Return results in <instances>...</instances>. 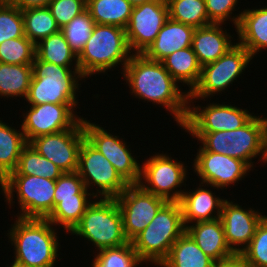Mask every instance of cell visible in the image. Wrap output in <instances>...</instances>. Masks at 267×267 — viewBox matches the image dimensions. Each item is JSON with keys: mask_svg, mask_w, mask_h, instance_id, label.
<instances>
[{"mask_svg": "<svg viewBox=\"0 0 267 267\" xmlns=\"http://www.w3.org/2000/svg\"><path fill=\"white\" fill-rule=\"evenodd\" d=\"M121 74L135 98L164 106L177 125H183L188 112L189 93L182 92L161 61L148 59L143 54H132Z\"/></svg>", "mask_w": 267, "mask_h": 267, "instance_id": "cell-1", "label": "cell"}, {"mask_svg": "<svg viewBox=\"0 0 267 267\" xmlns=\"http://www.w3.org/2000/svg\"><path fill=\"white\" fill-rule=\"evenodd\" d=\"M11 226L7 235L14 246V261L28 267L55 266L60 243L50 221L17 217Z\"/></svg>", "mask_w": 267, "mask_h": 267, "instance_id": "cell-2", "label": "cell"}, {"mask_svg": "<svg viewBox=\"0 0 267 267\" xmlns=\"http://www.w3.org/2000/svg\"><path fill=\"white\" fill-rule=\"evenodd\" d=\"M189 134L206 151L240 159L251 168L255 163L252 159L258 155L259 161L267 163L266 122L262 116L254 115L244 126L232 131Z\"/></svg>", "mask_w": 267, "mask_h": 267, "instance_id": "cell-3", "label": "cell"}, {"mask_svg": "<svg viewBox=\"0 0 267 267\" xmlns=\"http://www.w3.org/2000/svg\"><path fill=\"white\" fill-rule=\"evenodd\" d=\"M131 53L124 28L95 24L90 38L78 54L80 73L86 79L94 74H106L120 64L124 70Z\"/></svg>", "mask_w": 267, "mask_h": 267, "instance_id": "cell-4", "label": "cell"}, {"mask_svg": "<svg viewBox=\"0 0 267 267\" xmlns=\"http://www.w3.org/2000/svg\"><path fill=\"white\" fill-rule=\"evenodd\" d=\"M32 67L33 75L25 99L28 105L44 103L78 105L76 94L81 87L79 81L85 80L79 68L48 63L36 55Z\"/></svg>", "mask_w": 267, "mask_h": 267, "instance_id": "cell-5", "label": "cell"}, {"mask_svg": "<svg viewBox=\"0 0 267 267\" xmlns=\"http://www.w3.org/2000/svg\"><path fill=\"white\" fill-rule=\"evenodd\" d=\"M184 232L179 202L167 201L131 243L143 262L159 267L167 258L171 246Z\"/></svg>", "mask_w": 267, "mask_h": 267, "instance_id": "cell-6", "label": "cell"}, {"mask_svg": "<svg viewBox=\"0 0 267 267\" xmlns=\"http://www.w3.org/2000/svg\"><path fill=\"white\" fill-rule=\"evenodd\" d=\"M70 233L92 242L96 251L129 242L123 232V217L115 198H96Z\"/></svg>", "mask_w": 267, "mask_h": 267, "instance_id": "cell-7", "label": "cell"}, {"mask_svg": "<svg viewBox=\"0 0 267 267\" xmlns=\"http://www.w3.org/2000/svg\"><path fill=\"white\" fill-rule=\"evenodd\" d=\"M56 180L35 175H8L6 177L4 198L9 206L15 202L21 209L17 217L46 219L54 208ZM12 203V204H11Z\"/></svg>", "mask_w": 267, "mask_h": 267, "instance_id": "cell-8", "label": "cell"}, {"mask_svg": "<svg viewBox=\"0 0 267 267\" xmlns=\"http://www.w3.org/2000/svg\"><path fill=\"white\" fill-rule=\"evenodd\" d=\"M253 59L249 51L238 43L214 62L202 66L198 84L189 92L188 104L225 92L234 80L242 76Z\"/></svg>", "mask_w": 267, "mask_h": 267, "instance_id": "cell-9", "label": "cell"}, {"mask_svg": "<svg viewBox=\"0 0 267 267\" xmlns=\"http://www.w3.org/2000/svg\"><path fill=\"white\" fill-rule=\"evenodd\" d=\"M163 152L150 156L141 165L139 185L147 192L165 198L167 201H179L187 181V168L184 162L174 160ZM185 180V181H184ZM145 181V182H144ZM147 183V184H146Z\"/></svg>", "mask_w": 267, "mask_h": 267, "instance_id": "cell-10", "label": "cell"}, {"mask_svg": "<svg viewBox=\"0 0 267 267\" xmlns=\"http://www.w3.org/2000/svg\"><path fill=\"white\" fill-rule=\"evenodd\" d=\"M83 129L86 140L112 164L128 185L139 183L141 165L125 140H122L124 138L120 139L118 135L111 134L86 118H83Z\"/></svg>", "mask_w": 267, "mask_h": 267, "instance_id": "cell-11", "label": "cell"}, {"mask_svg": "<svg viewBox=\"0 0 267 267\" xmlns=\"http://www.w3.org/2000/svg\"><path fill=\"white\" fill-rule=\"evenodd\" d=\"M77 173L87 189L92 187L90 191L97 186L96 198H116L128 186L112 164L86 139L79 151Z\"/></svg>", "mask_w": 267, "mask_h": 267, "instance_id": "cell-12", "label": "cell"}, {"mask_svg": "<svg viewBox=\"0 0 267 267\" xmlns=\"http://www.w3.org/2000/svg\"><path fill=\"white\" fill-rule=\"evenodd\" d=\"M253 114L248 109L231 104L213 102L206 107L188 104L187 117L181 127L187 133L232 131L244 126L254 116Z\"/></svg>", "mask_w": 267, "mask_h": 267, "instance_id": "cell-13", "label": "cell"}, {"mask_svg": "<svg viewBox=\"0 0 267 267\" xmlns=\"http://www.w3.org/2000/svg\"><path fill=\"white\" fill-rule=\"evenodd\" d=\"M115 199L123 217V232L129 242L151 223L167 202L165 198L145 191L139 184L128 185Z\"/></svg>", "mask_w": 267, "mask_h": 267, "instance_id": "cell-14", "label": "cell"}, {"mask_svg": "<svg viewBox=\"0 0 267 267\" xmlns=\"http://www.w3.org/2000/svg\"><path fill=\"white\" fill-rule=\"evenodd\" d=\"M85 139L82 118L71 129L35 137L29 144L63 173H72L77 172L79 151Z\"/></svg>", "mask_w": 267, "mask_h": 267, "instance_id": "cell-15", "label": "cell"}, {"mask_svg": "<svg viewBox=\"0 0 267 267\" xmlns=\"http://www.w3.org/2000/svg\"><path fill=\"white\" fill-rule=\"evenodd\" d=\"M29 107L20 124L27 143L41 135L71 129L83 118L74 111L78 107L75 104L44 103Z\"/></svg>", "mask_w": 267, "mask_h": 267, "instance_id": "cell-16", "label": "cell"}, {"mask_svg": "<svg viewBox=\"0 0 267 267\" xmlns=\"http://www.w3.org/2000/svg\"><path fill=\"white\" fill-rule=\"evenodd\" d=\"M197 151L193 160L194 173L207 188L211 186L223 190L229 185H235L252 169L240 159L206 151L202 146Z\"/></svg>", "mask_w": 267, "mask_h": 267, "instance_id": "cell-17", "label": "cell"}, {"mask_svg": "<svg viewBox=\"0 0 267 267\" xmlns=\"http://www.w3.org/2000/svg\"><path fill=\"white\" fill-rule=\"evenodd\" d=\"M168 18V5L161 0L134 6L125 28L132 54H142L156 39Z\"/></svg>", "mask_w": 267, "mask_h": 267, "instance_id": "cell-18", "label": "cell"}, {"mask_svg": "<svg viewBox=\"0 0 267 267\" xmlns=\"http://www.w3.org/2000/svg\"><path fill=\"white\" fill-rule=\"evenodd\" d=\"M247 209L227 199L222 205L220 219L224 227L225 240L236 256L249 245L258 224L266 216L258 210Z\"/></svg>", "mask_w": 267, "mask_h": 267, "instance_id": "cell-19", "label": "cell"}, {"mask_svg": "<svg viewBox=\"0 0 267 267\" xmlns=\"http://www.w3.org/2000/svg\"><path fill=\"white\" fill-rule=\"evenodd\" d=\"M185 232L216 263L226 262L236 257L226 243L224 227L220 218L189 224L185 227Z\"/></svg>", "mask_w": 267, "mask_h": 267, "instance_id": "cell-20", "label": "cell"}, {"mask_svg": "<svg viewBox=\"0 0 267 267\" xmlns=\"http://www.w3.org/2000/svg\"><path fill=\"white\" fill-rule=\"evenodd\" d=\"M203 186L204 184L200 183L194 191L185 190L178 201L185 227L195 222L220 218L222 205L226 199L219 198L211 189L201 188Z\"/></svg>", "mask_w": 267, "mask_h": 267, "instance_id": "cell-21", "label": "cell"}, {"mask_svg": "<svg viewBox=\"0 0 267 267\" xmlns=\"http://www.w3.org/2000/svg\"><path fill=\"white\" fill-rule=\"evenodd\" d=\"M222 25L212 23L195 29L192 48L201 66L216 61L237 44L231 42L233 37Z\"/></svg>", "mask_w": 267, "mask_h": 267, "instance_id": "cell-22", "label": "cell"}, {"mask_svg": "<svg viewBox=\"0 0 267 267\" xmlns=\"http://www.w3.org/2000/svg\"><path fill=\"white\" fill-rule=\"evenodd\" d=\"M194 27L168 18L156 39L142 53L146 58L162 61L183 48L192 47Z\"/></svg>", "mask_w": 267, "mask_h": 267, "instance_id": "cell-23", "label": "cell"}, {"mask_svg": "<svg viewBox=\"0 0 267 267\" xmlns=\"http://www.w3.org/2000/svg\"><path fill=\"white\" fill-rule=\"evenodd\" d=\"M238 44L245 47L252 57L267 48V6L244 9L237 28Z\"/></svg>", "mask_w": 267, "mask_h": 267, "instance_id": "cell-24", "label": "cell"}, {"mask_svg": "<svg viewBox=\"0 0 267 267\" xmlns=\"http://www.w3.org/2000/svg\"><path fill=\"white\" fill-rule=\"evenodd\" d=\"M215 265L216 262L184 232L171 246L167 258L159 267H214Z\"/></svg>", "mask_w": 267, "mask_h": 267, "instance_id": "cell-25", "label": "cell"}, {"mask_svg": "<svg viewBox=\"0 0 267 267\" xmlns=\"http://www.w3.org/2000/svg\"><path fill=\"white\" fill-rule=\"evenodd\" d=\"M170 75L183 86L186 84L191 92L198 84L202 66L199 64L192 47L173 52L161 61Z\"/></svg>", "mask_w": 267, "mask_h": 267, "instance_id": "cell-26", "label": "cell"}, {"mask_svg": "<svg viewBox=\"0 0 267 267\" xmlns=\"http://www.w3.org/2000/svg\"><path fill=\"white\" fill-rule=\"evenodd\" d=\"M133 5L128 0H86V9L95 24L126 28Z\"/></svg>", "mask_w": 267, "mask_h": 267, "instance_id": "cell-27", "label": "cell"}, {"mask_svg": "<svg viewBox=\"0 0 267 267\" xmlns=\"http://www.w3.org/2000/svg\"><path fill=\"white\" fill-rule=\"evenodd\" d=\"M35 55L40 60L48 63L56 64L62 67L75 66V68H79L78 55L70 47L61 30L46 37L36 44Z\"/></svg>", "mask_w": 267, "mask_h": 267, "instance_id": "cell-28", "label": "cell"}, {"mask_svg": "<svg viewBox=\"0 0 267 267\" xmlns=\"http://www.w3.org/2000/svg\"><path fill=\"white\" fill-rule=\"evenodd\" d=\"M89 197V198H88ZM96 197L93 194H76V198L59 199V203L53 208L51 214L46 218L55 227H63L64 232L70 233L79 223L86 208Z\"/></svg>", "mask_w": 267, "mask_h": 267, "instance_id": "cell-29", "label": "cell"}, {"mask_svg": "<svg viewBox=\"0 0 267 267\" xmlns=\"http://www.w3.org/2000/svg\"><path fill=\"white\" fill-rule=\"evenodd\" d=\"M33 75L32 65H17L0 62V96L24 97L26 99Z\"/></svg>", "mask_w": 267, "mask_h": 267, "instance_id": "cell-30", "label": "cell"}, {"mask_svg": "<svg viewBox=\"0 0 267 267\" xmlns=\"http://www.w3.org/2000/svg\"><path fill=\"white\" fill-rule=\"evenodd\" d=\"M8 125L0 120V172L5 177L16 169L21 151L27 144L22 129L18 131Z\"/></svg>", "mask_w": 267, "mask_h": 267, "instance_id": "cell-31", "label": "cell"}, {"mask_svg": "<svg viewBox=\"0 0 267 267\" xmlns=\"http://www.w3.org/2000/svg\"><path fill=\"white\" fill-rule=\"evenodd\" d=\"M63 172L27 143L20 154L16 169L9 175H35L57 180Z\"/></svg>", "mask_w": 267, "mask_h": 267, "instance_id": "cell-32", "label": "cell"}, {"mask_svg": "<svg viewBox=\"0 0 267 267\" xmlns=\"http://www.w3.org/2000/svg\"><path fill=\"white\" fill-rule=\"evenodd\" d=\"M22 16L25 36L35 45L61 30L48 7L22 10Z\"/></svg>", "mask_w": 267, "mask_h": 267, "instance_id": "cell-33", "label": "cell"}, {"mask_svg": "<svg viewBox=\"0 0 267 267\" xmlns=\"http://www.w3.org/2000/svg\"><path fill=\"white\" fill-rule=\"evenodd\" d=\"M169 18L200 28L212 24L209 21L205 0H170L168 3Z\"/></svg>", "mask_w": 267, "mask_h": 267, "instance_id": "cell-34", "label": "cell"}, {"mask_svg": "<svg viewBox=\"0 0 267 267\" xmlns=\"http://www.w3.org/2000/svg\"><path fill=\"white\" fill-rule=\"evenodd\" d=\"M93 256L92 267H137L144 263L134 250L131 242L124 245L105 248Z\"/></svg>", "mask_w": 267, "mask_h": 267, "instance_id": "cell-35", "label": "cell"}, {"mask_svg": "<svg viewBox=\"0 0 267 267\" xmlns=\"http://www.w3.org/2000/svg\"><path fill=\"white\" fill-rule=\"evenodd\" d=\"M35 44L26 36L8 39L0 44V62L17 65H32Z\"/></svg>", "mask_w": 267, "mask_h": 267, "instance_id": "cell-36", "label": "cell"}, {"mask_svg": "<svg viewBox=\"0 0 267 267\" xmlns=\"http://www.w3.org/2000/svg\"><path fill=\"white\" fill-rule=\"evenodd\" d=\"M94 25L95 22L86 9L61 29L68 44L77 55L90 38Z\"/></svg>", "mask_w": 267, "mask_h": 267, "instance_id": "cell-37", "label": "cell"}, {"mask_svg": "<svg viewBox=\"0 0 267 267\" xmlns=\"http://www.w3.org/2000/svg\"><path fill=\"white\" fill-rule=\"evenodd\" d=\"M239 257L250 267H267V215L258 224L251 242Z\"/></svg>", "mask_w": 267, "mask_h": 267, "instance_id": "cell-38", "label": "cell"}, {"mask_svg": "<svg viewBox=\"0 0 267 267\" xmlns=\"http://www.w3.org/2000/svg\"><path fill=\"white\" fill-rule=\"evenodd\" d=\"M25 36L22 11L9 1L0 0V44Z\"/></svg>", "mask_w": 267, "mask_h": 267, "instance_id": "cell-39", "label": "cell"}, {"mask_svg": "<svg viewBox=\"0 0 267 267\" xmlns=\"http://www.w3.org/2000/svg\"><path fill=\"white\" fill-rule=\"evenodd\" d=\"M85 187L84 181L77 172L63 173L57 180L54 192V207L59 203V199L76 198V194H93L95 192Z\"/></svg>", "mask_w": 267, "mask_h": 267, "instance_id": "cell-40", "label": "cell"}, {"mask_svg": "<svg viewBox=\"0 0 267 267\" xmlns=\"http://www.w3.org/2000/svg\"><path fill=\"white\" fill-rule=\"evenodd\" d=\"M48 8L59 28L62 29L86 10V0H52Z\"/></svg>", "mask_w": 267, "mask_h": 267, "instance_id": "cell-41", "label": "cell"}, {"mask_svg": "<svg viewBox=\"0 0 267 267\" xmlns=\"http://www.w3.org/2000/svg\"><path fill=\"white\" fill-rule=\"evenodd\" d=\"M237 4L238 0H205L209 21L214 24L225 25L224 22L229 19L237 28L242 15V12H240L239 15L232 17L233 11H236Z\"/></svg>", "mask_w": 267, "mask_h": 267, "instance_id": "cell-42", "label": "cell"}, {"mask_svg": "<svg viewBox=\"0 0 267 267\" xmlns=\"http://www.w3.org/2000/svg\"><path fill=\"white\" fill-rule=\"evenodd\" d=\"M21 11L28 8L48 7L52 0H8Z\"/></svg>", "mask_w": 267, "mask_h": 267, "instance_id": "cell-43", "label": "cell"}, {"mask_svg": "<svg viewBox=\"0 0 267 267\" xmlns=\"http://www.w3.org/2000/svg\"><path fill=\"white\" fill-rule=\"evenodd\" d=\"M227 267H250L239 256L227 261Z\"/></svg>", "mask_w": 267, "mask_h": 267, "instance_id": "cell-44", "label": "cell"}, {"mask_svg": "<svg viewBox=\"0 0 267 267\" xmlns=\"http://www.w3.org/2000/svg\"><path fill=\"white\" fill-rule=\"evenodd\" d=\"M6 177L0 172V189L1 192H5Z\"/></svg>", "mask_w": 267, "mask_h": 267, "instance_id": "cell-45", "label": "cell"}, {"mask_svg": "<svg viewBox=\"0 0 267 267\" xmlns=\"http://www.w3.org/2000/svg\"><path fill=\"white\" fill-rule=\"evenodd\" d=\"M133 6L140 5L142 3L151 2L153 0H128Z\"/></svg>", "mask_w": 267, "mask_h": 267, "instance_id": "cell-46", "label": "cell"}, {"mask_svg": "<svg viewBox=\"0 0 267 267\" xmlns=\"http://www.w3.org/2000/svg\"><path fill=\"white\" fill-rule=\"evenodd\" d=\"M7 267H8V265H7ZM9 267H28V266L22 265V264L17 263L16 261L13 260V262L11 263V265Z\"/></svg>", "mask_w": 267, "mask_h": 267, "instance_id": "cell-47", "label": "cell"}, {"mask_svg": "<svg viewBox=\"0 0 267 267\" xmlns=\"http://www.w3.org/2000/svg\"><path fill=\"white\" fill-rule=\"evenodd\" d=\"M214 267H227V261L222 263H216Z\"/></svg>", "mask_w": 267, "mask_h": 267, "instance_id": "cell-48", "label": "cell"}, {"mask_svg": "<svg viewBox=\"0 0 267 267\" xmlns=\"http://www.w3.org/2000/svg\"><path fill=\"white\" fill-rule=\"evenodd\" d=\"M265 118V122H266V138H267V117H264Z\"/></svg>", "mask_w": 267, "mask_h": 267, "instance_id": "cell-49", "label": "cell"}, {"mask_svg": "<svg viewBox=\"0 0 267 267\" xmlns=\"http://www.w3.org/2000/svg\"><path fill=\"white\" fill-rule=\"evenodd\" d=\"M162 2L168 3L170 0H161Z\"/></svg>", "mask_w": 267, "mask_h": 267, "instance_id": "cell-50", "label": "cell"}]
</instances>
